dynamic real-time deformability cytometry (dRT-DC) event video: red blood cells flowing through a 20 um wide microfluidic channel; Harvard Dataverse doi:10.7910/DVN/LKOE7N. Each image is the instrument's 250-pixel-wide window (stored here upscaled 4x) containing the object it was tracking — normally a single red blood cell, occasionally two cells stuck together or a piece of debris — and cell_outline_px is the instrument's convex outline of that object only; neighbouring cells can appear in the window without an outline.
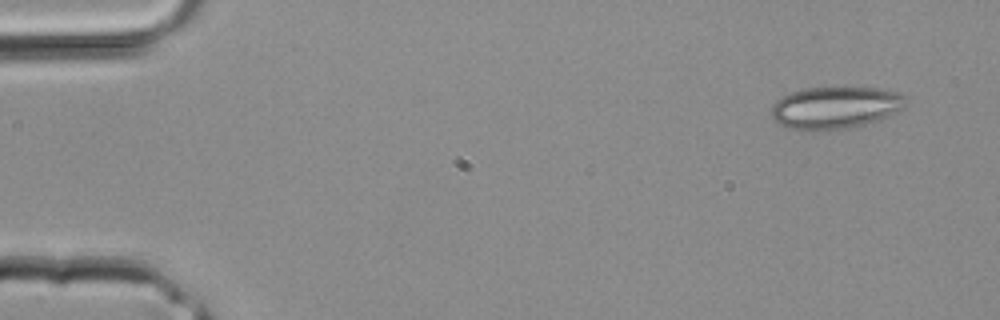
{"species": "common noctule bat (a hibernating species)", "species_latin": "Nyctalus noctula", "temperature_condition": "room temperature", "stored_images_in_passage": 3, "camera_frame_rate_fps": 3000, "um_per_image_px": 0.085, "animal": {"sex": "male", "body_mass_g": 20.4}, "frame": {"image": 1, "passage_image": 1, "time_ms": 0.0, "image_size_px": [1000, 320], "cell_outline_px": [[908, 104], [904, 108], [880, 120], [864, 124], [840, 128], [792, 128], [780, 124], [772, 116], [772, 104], [776, 100], [792, 92], [804, 88], [880, 88], [900, 92], [908, 100]], "centroid_in_image_um": [71.09, 9.1], "position_along_channel_um": 13.9, "area_um2": 32.31}}
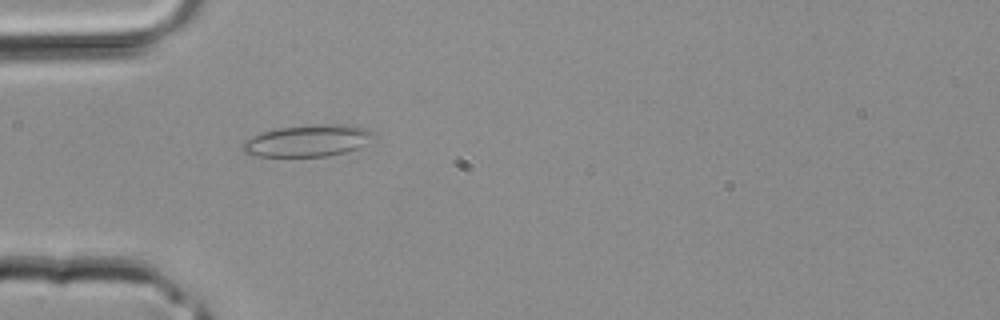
{"frame": {"image": 2, "passage_image": 3, "time_ms": 0.667, "image_size_px": [1000, 320], "cell_outline_px": [[376, 136], [364, 144], [348, 152], [328, 156], [256, 156], [244, 152], [240, 148], [240, 144], [252, 136], [260, 132], [276, 128], [312, 124], [352, 124], [368, 128], [376, 132]], "centroid_in_image_um": [26.18, 11.94], "position_along_channel_um": 58.8, "area_um2": 24.74}}